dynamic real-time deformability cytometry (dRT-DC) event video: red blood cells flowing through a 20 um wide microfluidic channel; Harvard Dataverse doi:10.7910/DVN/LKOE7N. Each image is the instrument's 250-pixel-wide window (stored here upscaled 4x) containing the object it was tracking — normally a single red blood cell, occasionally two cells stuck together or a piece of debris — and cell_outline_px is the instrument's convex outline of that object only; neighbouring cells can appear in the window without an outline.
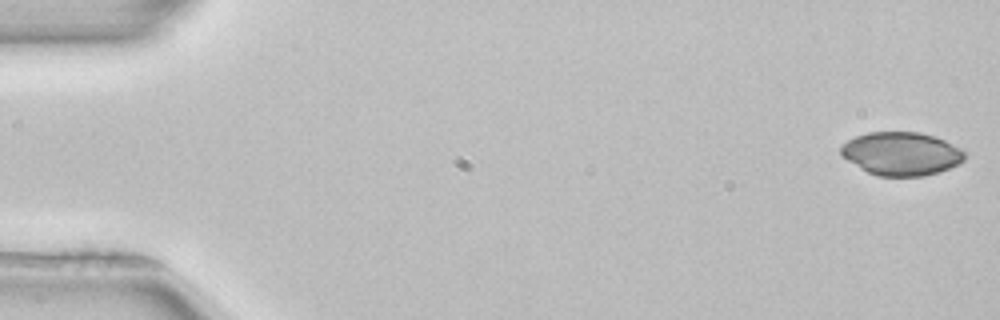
{"species": "common noctule bat (a hibernating species)", "species_latin": "Nyctalus noctula", "temperature_condition": "room temperature", "stored_images_in_passage": 52, "camera_frame_rate_fps": 3000, "um_per_image_px": 0.085, "animal": {"sex": "female", "body_mass_g": 22.7, "forearm_length_mm": 54.2}, "frame": {"image": 1, "passage_image": 1, "time_ms": 0.0, "image_size_px": [1000, 320], "cell_outline_px": [[964, 160], [960, 164], [940, 172], [924, 176], [876, 176], [860, 168], [840, 156], [840, 148], [848, 140], [856, 136], [868, 132], [920, 132], [936, 136], [960, 148], [964, 152]], "centroid_in_image_um": [76.61, 13.07], "position_along_channel_um": 8.4, "area_um2": 31.44}}
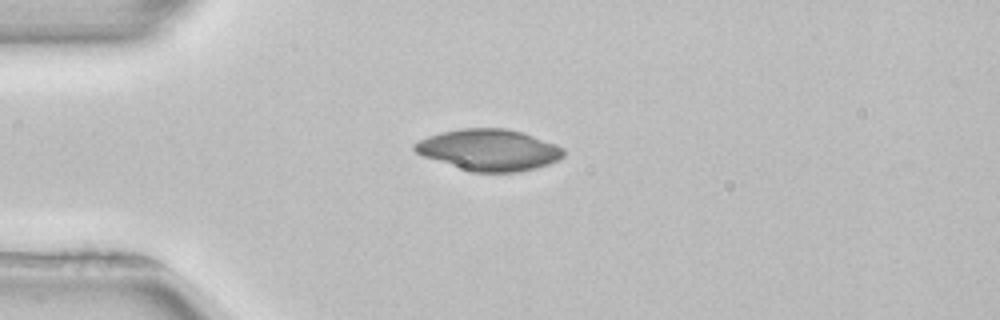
{"frame": {"image": 2, "passage_image": 13, "time_ms": 4.0, "image_size_px": [1000, 320], "cell_outline_px": [[564, 156], [548, 164], [536, 168], [516, 172], [472, 172], [424, 156], [416, 152], [412, 148], [412, 144], [428, 136], [444, 132], [464, 128], [504, 128], [520, 132], [556, 144], [564, 148]], "centroid_in_image_um": [41.57, 12.74], "position_along_channel_um": 43.4, "area_um2": 35.43}}